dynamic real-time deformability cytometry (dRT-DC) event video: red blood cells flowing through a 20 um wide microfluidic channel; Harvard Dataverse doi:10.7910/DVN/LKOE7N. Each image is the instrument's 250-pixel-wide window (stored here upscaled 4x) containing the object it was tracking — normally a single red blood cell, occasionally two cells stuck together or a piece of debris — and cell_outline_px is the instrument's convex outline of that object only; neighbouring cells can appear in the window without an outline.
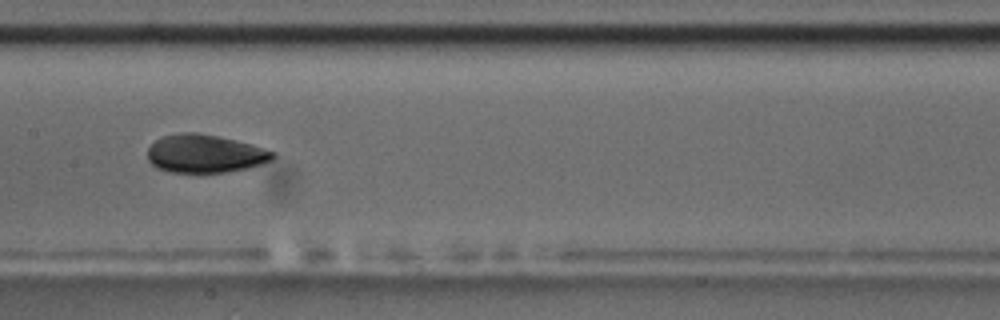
{"species": "common noctule bat (a hibernating species)", "species_latin": "Nyctalus noctula", "temperature_condition": "room temperature", "stored_images_in_passage": 9, "camera_frame_rate_fps": 3000, "um_per_image_px": 0.085, "animal": {"sex": "male", "body_mass_g": 17.5, "forearm_length_mm": 52.3}, "frame": {"image": 1, "passage_image": 8, "time_ms": 8.0, "image_size_px": [1000, 320], "cell_outline_px": [[276, 156], [272, 160], [248, 168], [200, 176], [168, 172], [156, 168], [148, 160], [148, 148], [156, 140], [164, 136], [180, 132], [196, 132], [236, 140], [252, 144], [276, 152]], "centroid_in_image_um": [17.41, 13.11], "position_along_channel_um": 190.0, "area_um2": 28.67}}